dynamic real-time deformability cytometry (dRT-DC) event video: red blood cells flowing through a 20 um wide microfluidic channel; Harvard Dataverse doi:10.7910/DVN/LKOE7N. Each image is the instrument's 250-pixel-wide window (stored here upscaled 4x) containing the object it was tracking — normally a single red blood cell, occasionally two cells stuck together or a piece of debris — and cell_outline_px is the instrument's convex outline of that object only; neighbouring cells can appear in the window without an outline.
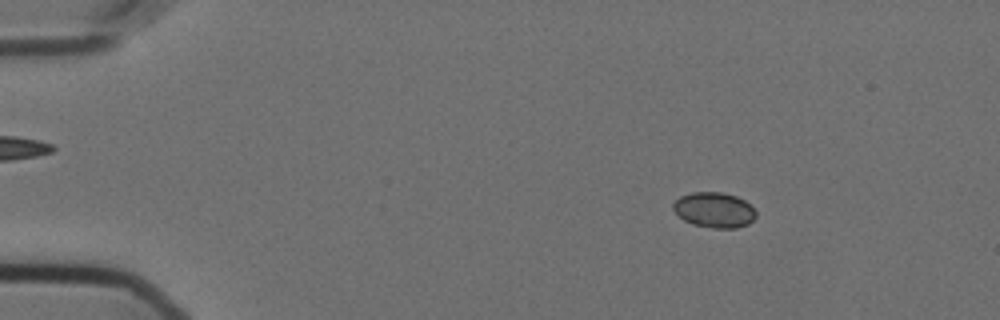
{"species": "Egyptian fruit bat (a non-hibernating species)", "species_latin": "Rousettus aegyptiacus", "temperature_condition": "cold", "stored_images_in_passage": 7, "camera_frame_rate_fps": 3000, "um_per_image_px": 0.085, "animal": {"sex": "female"}, "frame": {"image": 1, "passage_image": 5, "time_ms": 1.333, "image_size_px": [1000, 320], "cell_outline_px": [[756, 216], [748, 224], [736, 228], [712, 228], [692, 224], [684, 220], [672, 208], [672, 204], [680, 196], [692, 192], [720, 192], [736, 196], [744, 200], [756, 212]], "centroid_in_image_um": [60.69, 17.85], "position_along_channel_um": 24.3, "area_um2": 16.94}}